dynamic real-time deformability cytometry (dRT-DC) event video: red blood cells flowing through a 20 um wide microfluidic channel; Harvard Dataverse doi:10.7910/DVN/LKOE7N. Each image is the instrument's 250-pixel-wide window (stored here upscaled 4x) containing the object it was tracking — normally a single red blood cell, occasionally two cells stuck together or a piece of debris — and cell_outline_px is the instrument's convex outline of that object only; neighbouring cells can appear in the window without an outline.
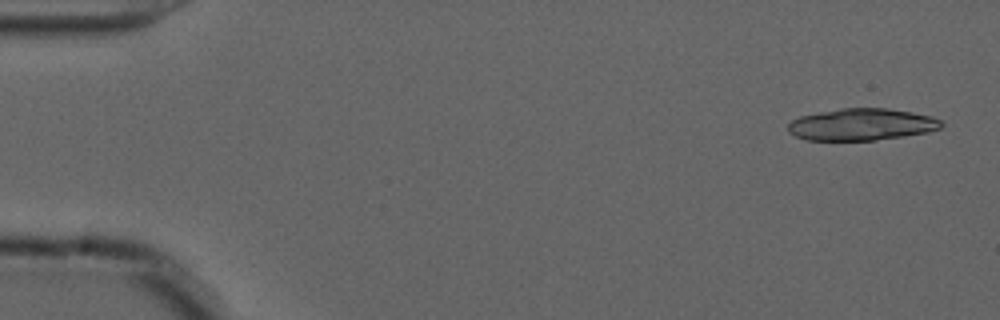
{"species": "common noctule bat (a hibernating species)", "species_latin": "Nyctalus noctula", "temperature_condition": "cold", "stored_images_in_passage": 53, "camera_frame_rate_fps": 3000, "um_per_image_px": 0.085, "animal": {"sex": "male", "forearm_length_mm": 52.5}, "frame": {"image": 1, "passage_image": 2, "time_ms": 0.333, "image_size_px": [1000, 320], "cell_outline_px": [[944, 124], [940, 128], [928, 132], [904, 136], [876, 140], [804, 140], [788, 132], [788, 124], [792, 120], [800, 116], [820, 112], [844, 108], [888, 108], [912, 112], [932, 116], [940, 120]], "centroid_in_image_um": [73.25, 10.58], "position_along_channel_um": 11.8, "area_um2": 28.5}}
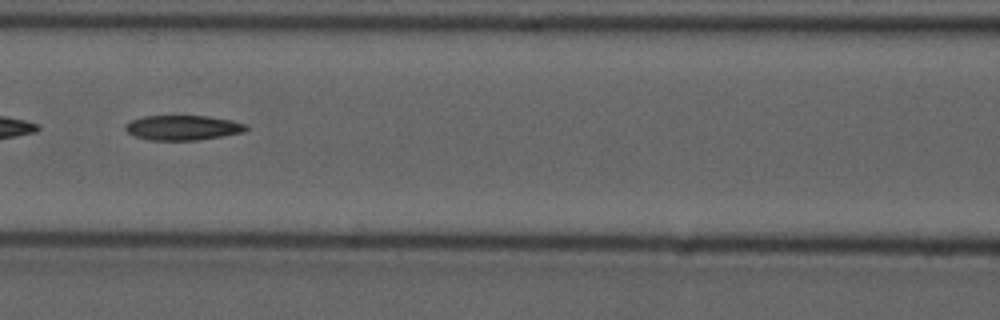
{"frame": {"image": 2, "passage_image": 24, "time_ms": 7.667, "image_size_px": [1000, 320], "cell_outline_px": [[248, 128], [244, 132], [224, 136], [196, 140], [148, 140], [132, 136], [124, 128], [132, 120], [144, 116], [208, 116], [232, 120], [248, 124]], "centroid_in_image_um": [15.57, 10.86], "position_along_channel_um": 151.0, "area_um2": 17.57}}
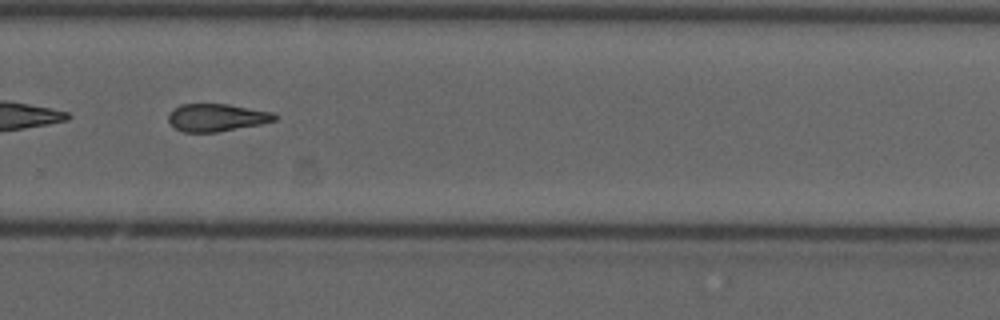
{"frame": {"image": 3, "passage_image": 37, "time_ms": 12.0, "image_size_px": [1000, 320], "cell_outline_px": [[280, 116], [276, 120], [260, 124], [216, 132], [184, 132], [176, 128], [168, 120], [168, 112], [180, 104], [228, 104], [272, 112]], "centroid_in_image_um": [18.41, 9.98], "position_along_channel_um": 311.4, "area_um2": 17.05}, "authors_computed_cell_mechanics": {"area_um2": 18.0914, "velocity_mm_per_s": 3.7175, "shape_relaxation_time_tau1_ms": null, "shape_relaxation_time_tau2_ms": 11.3513, "deformation_change_tau1": null, "deformation_change_tau2": 0.2624}}